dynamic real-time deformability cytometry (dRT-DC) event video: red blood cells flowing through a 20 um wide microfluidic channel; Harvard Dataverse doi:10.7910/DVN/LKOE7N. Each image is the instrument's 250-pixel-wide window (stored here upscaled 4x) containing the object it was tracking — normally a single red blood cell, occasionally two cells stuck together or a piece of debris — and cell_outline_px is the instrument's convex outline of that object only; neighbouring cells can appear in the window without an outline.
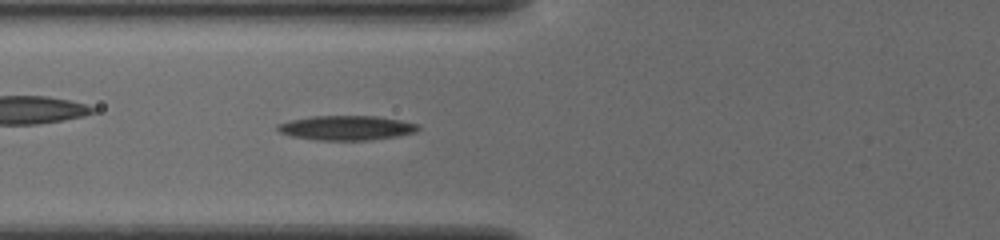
{"species": "common noctule bat (a hibernating species)", "species_latin": "Nyctalus noctula", "temperature_condition": "cold", "stored_images_in_passage": 40, "camera_frame_rate_fps": 3000, "um_per_image_px": 0.085, "animal": {"sex": "female", "body_mass_g": 19.5, "forearm_length_mm": 54.1}, "frame": {"image": 1, "passage_image": 8, "time_ms": 2.333, "image_size_px": [1000, 240], "cell_outline_px": [[420, 128], [416, 132], [396, 136], [368, 140], [312, 140], [288, 136], [280, 132], [276, 128], [276, 124], [292, 120], [312, 116], [376, 116], [400, 120], [420, 124]], "centroid_in_image_um": [29.42, 10.87], "position_along_channel_um": 96.4, "area_um2": 20.23}}
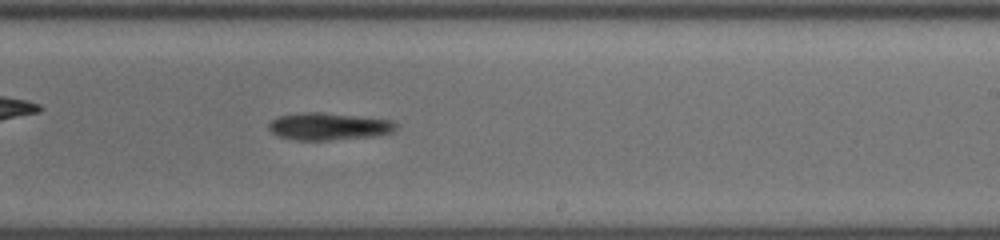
{"frame": {"image": 2, "passage_image": 21, "time_ms": 6.667, "image_size_px": [1000, 240], "cell_outline_px": [[396, 128], [392, 132], [372, 136], [328, 140], [296, 140], [276, 136], [268, 128], [268, 124], [272, 120], [280, 116], [300, 112], [320, 112], [392, 120], [396, 124]], "centroid_in_image_um": [27.89, 10.74], "position_along_channel_um": 261.1, "area_um2": 20.06}}
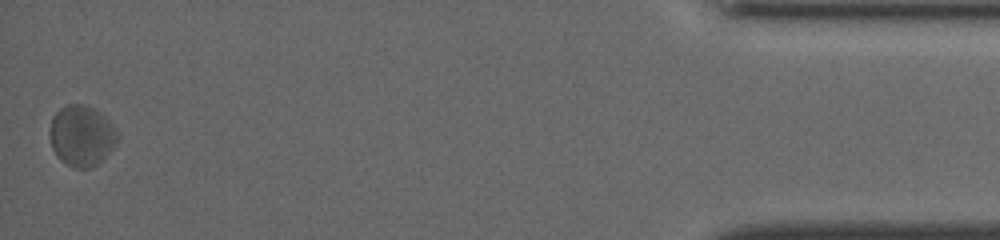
{"frame": {"image": 3, "passage_image": 40, "time_ms": 13.0, "image_size_px": [1000, 240], "cell_outline_px": [[120, 136], [116, 144], [96, 164], [88, 168], [76, 168], [60, 160], [56, 156], [52, 148], [52, 116], [60, 108], [68, 104], [84, 104], [92, 108], [104, 116], [116, 128]], "centroid_in_image_um": [6.96, 11.53], "position_along_channel_um": 428.2, "area_um2": 23.52}, "authors_computed_cell_mechanics": {"area_um2": 20.23, "velocity_mm_per_s": 3.8011, "shape_relaxation_time_tau1_ms": 3.3869, "shape_relaxation_time_tau2_ms": 8.0433, "deformation_change_tau1": 0.0733, "deformation_change_tau2": 0.1665}}